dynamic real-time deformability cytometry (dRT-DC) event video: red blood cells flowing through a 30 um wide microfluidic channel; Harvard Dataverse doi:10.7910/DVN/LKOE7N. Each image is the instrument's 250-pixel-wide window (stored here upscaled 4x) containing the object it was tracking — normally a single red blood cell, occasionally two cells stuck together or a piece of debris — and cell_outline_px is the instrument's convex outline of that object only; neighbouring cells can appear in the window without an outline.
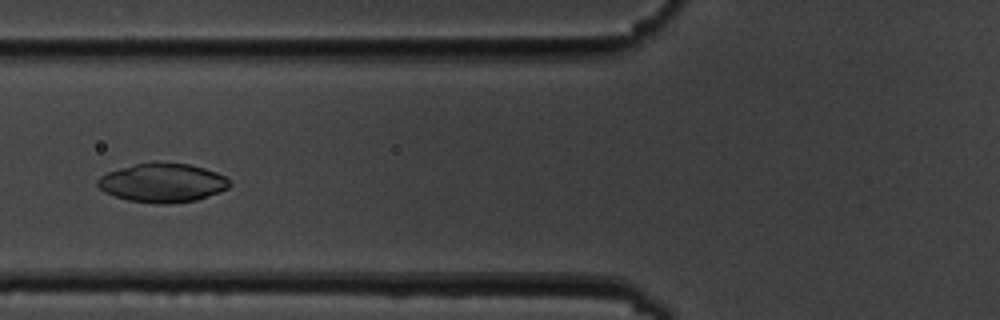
{"species": "common noctule bat (a hibernating species)", "species_latin": "Nyctalus noctula", "temperature_condition": "cold", "stored_images_in_passage": 15, "camera_frame_rate_fps": 3000, "um_per_image_px": 0.085, "animal": {"sex": "male", "body_mass_g": 19.5, "forearm_length_mm": 54.6}, "frame": {"image": 1, "passage_image": 6, "time_ms": 6.667, "image_size_px": [1000, 320], "cell_outline_px": [[232, 184], [228, 188], [220, 192], [196, 200], [168, 204], [160, 204], [128, 200], [104, 192], [96, 184], [96, 180], [100, 176], [108, 172], [136, 164], [152, 160], [160, 160], [188, 164], [204, 168], [216, 172], [224, 176]], "centroid_in_image_um": [13.82, 15.51], "position_along_channel_um": 112.0, "area_um2": 30.23}}
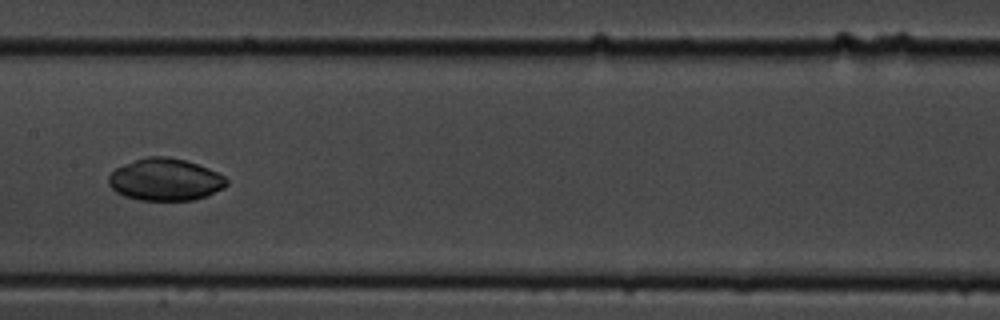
{"frame": {"image": 2, "passage_image": 8, "time_ms": 9.0, "image_size_px": [1000, 320], "cell_outline_px": [[228, 184], [224, 188], [204, 196], [192, 200], [140, 200], [124, 196], [116, 192], [108, 184], [108, 176], [116, 168], [136, 160], [148, 156], [168, 156], [184, 160], [208, 168], [224, 176], [228, 180]], "centroid_in_image_um": [14.04, 15.27], "position_along_channel_um": 193.4, "area_um2": 28.78}}
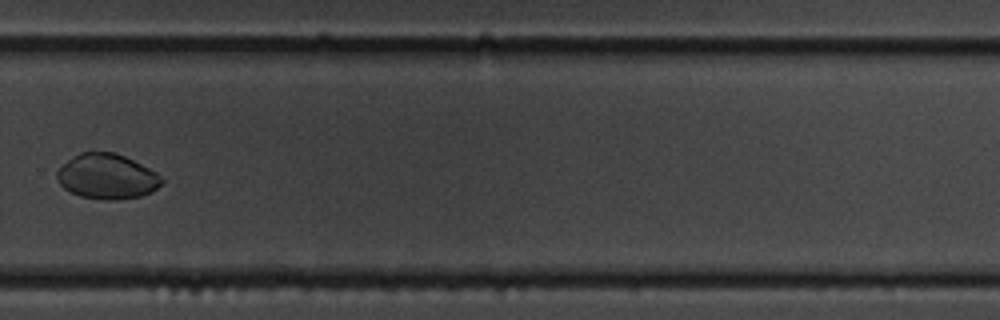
{"frame": {"image": 3, "passage_image": 11, "time_ms": 12.667, "image_size_px": [1000, 320], "cell_outline_px": [[164, 180], [152, 192], [140, 196], [116, 200], [112, 200], [80, 196], [64, 188], [60, 184], [56, 176], [56, 172], [72, 156], [80, 152], [112, 152], [124, 156], [156, 172]], "centroid_in_image_um": [9.08, 15.0], "position_along_channel_um": 320.7, "area_um2": 27.17}}